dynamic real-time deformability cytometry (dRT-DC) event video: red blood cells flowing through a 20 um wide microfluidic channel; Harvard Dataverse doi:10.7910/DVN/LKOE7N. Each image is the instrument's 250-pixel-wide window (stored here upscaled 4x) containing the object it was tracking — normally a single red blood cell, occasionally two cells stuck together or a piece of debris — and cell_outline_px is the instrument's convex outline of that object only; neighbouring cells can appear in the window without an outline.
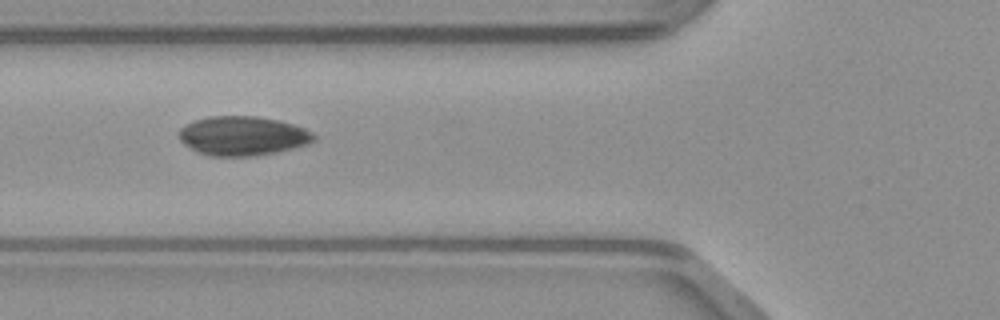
{"species": "common noctule bat (a hibernating species)", "species_latin": "Nyctalus noctula", "temperature_condition": "warm", "stored_images_in_passage": 34, "camera_frame_rate_fps": 3000, "um_per_image_px": 0.085, "animal": {"sex": "male", "body_mass_g": 23.1, "forearm_length_mm": 52.7}, "frame": {"image": 1, "passage_image": 3, "time_ms": 0.667, "image_size_px": [1000, 320], "cell_outline_px": [[316, 140], [308, 144], [276, 152], [256, 156], [208, 156], [196, 152], [184, 144], [180, 140], [180, 128], [184, 124], [208, 116], [256, 116], [280, 120], [304, 128], [312, 132], [316, 136]], "centroid_in_image_um": [20.63, 11.55], "position_along_channel_um": 105.2, "area_um2": 31.04}}
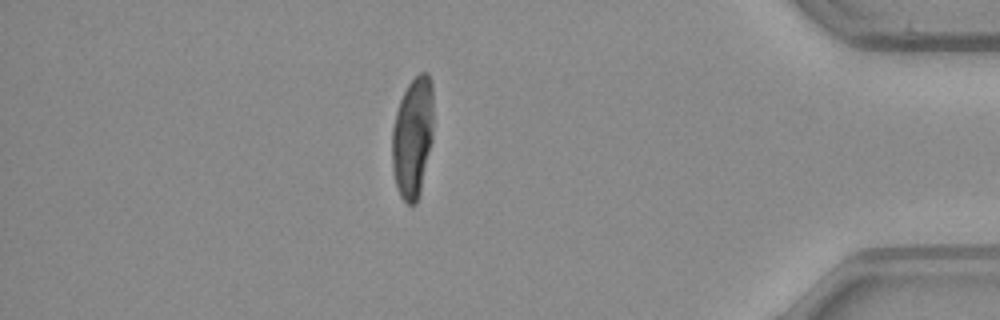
{"frame": {"image": 2, "passage_image": 27, "time_ms": 8.667, "image_size_px": [1000, 320], "cell_outline_px": [[432, 140], [420, 192], [416, 204], [408, 204], [400, 196], [396, 184], [392, 168], [392, 128], [396, 112], [400, 100], [408, 84], [420, 72], [428, 72], [432, 80]], "centroid_in_image_um": [35.07, 11.65], "position_along_channel_um": 400.1, "area_um2": 29.07}}
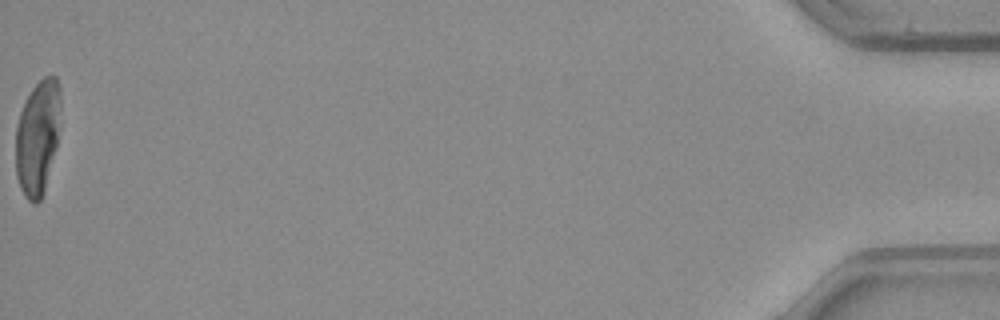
{"frame": {"image": 3, "passage_image": 34, "time_ms": 11.0, "image_size_px": [1000, 320], "cell_outline_px": [[60, 104], [56, 148], [44, 192], [40, 200], [36, 204], [32, 204], [28, 200], [20, 188], [16, 176], [16, 124], [20, 112], [32, 88], [44, 76], [56, 76], [60, 88]], "centroid_in_image_um": [3.19, 11.69], "position_along_channel_um": 432.0, "area_um2": 29.94}}